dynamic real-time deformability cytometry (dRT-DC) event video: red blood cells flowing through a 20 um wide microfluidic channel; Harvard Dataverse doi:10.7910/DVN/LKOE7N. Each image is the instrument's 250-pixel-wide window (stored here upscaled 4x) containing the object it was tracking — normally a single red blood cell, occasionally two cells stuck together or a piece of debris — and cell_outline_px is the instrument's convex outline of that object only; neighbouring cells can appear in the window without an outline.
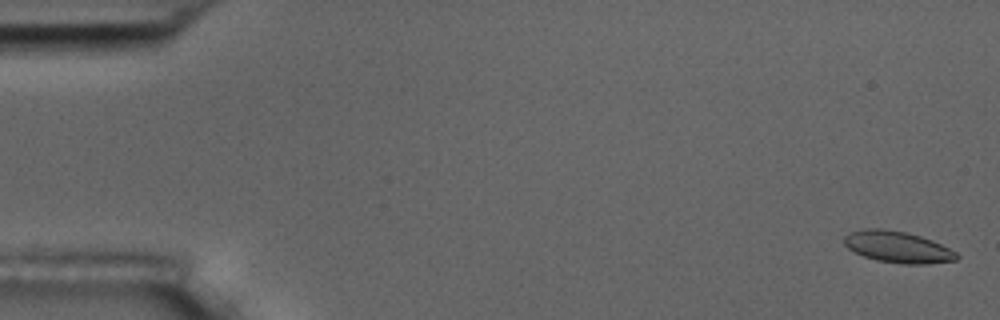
{"species": "common noctule bat (a hibernating species)", "species_latin": "Nyctalus noctula", "temperature_condition": "room temperature", "stored_images_in_passage": 3, "camera_frame_rate_fps": 3000, "um_per_image_px": 0.085, "animal": {"sex": "male", "body_mass_g": 17.5, "forearm_length_mm": 52.3}, "frame": {"image": 1, "passage_image": 1, "time_ms": 0.0, "image_size_px": [1000, 320], "cell_outline_px": [[960, 256], [956, 260], [928, 264], [900, 264], [876, 260], [864, 256], [848, 248], [844, 244], [844, 236], [852, 232], [864, 228], [880, 228], [904, 232], [920, 236], [932, 240], [956, 252]], "centroid_in_image_um": [76.31, 21.0], "position_along_channel_um": 8.7, "area_um2": 20.52}}